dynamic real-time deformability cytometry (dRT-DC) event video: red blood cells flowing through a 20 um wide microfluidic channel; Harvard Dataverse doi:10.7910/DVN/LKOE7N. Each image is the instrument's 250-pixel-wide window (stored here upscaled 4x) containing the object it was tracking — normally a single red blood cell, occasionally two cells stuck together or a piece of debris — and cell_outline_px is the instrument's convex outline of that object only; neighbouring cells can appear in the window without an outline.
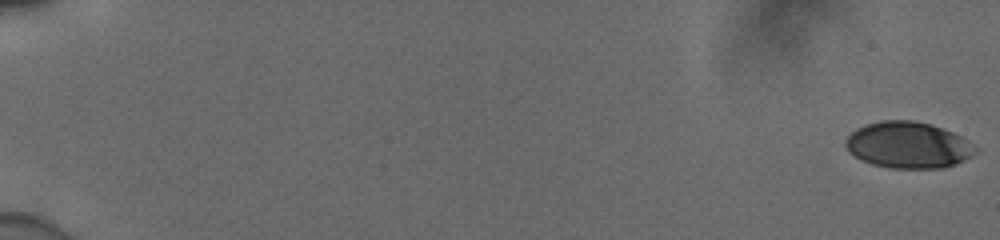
{"species": "human", "species_latin": "Homo sapiens", "temperature_condition": "cold", "stored_images_in_passage": 9, "camera_frame_rate_fps": 3000, "um_per_image_px": 0.085, "donor": {"sex": "male"}, "frame": {"image": 1, "passage_image": 1, "time_ms": 0.0, "image_size_px": [1000, 240], "cell_outline_px": [[980, 148], [972, 156], [956, 164], [944, 168], [892, 168], [872, 164], [848, 152], [844, 144], [844, 140], [856, 128], [880, 120], [912, 120], [928, 124], [952, 132], [968, 140]], "centroid_in_image_um": [77.21, 12.33], "position_along_channel_um": 7.8, "area_um2": 35.08}}
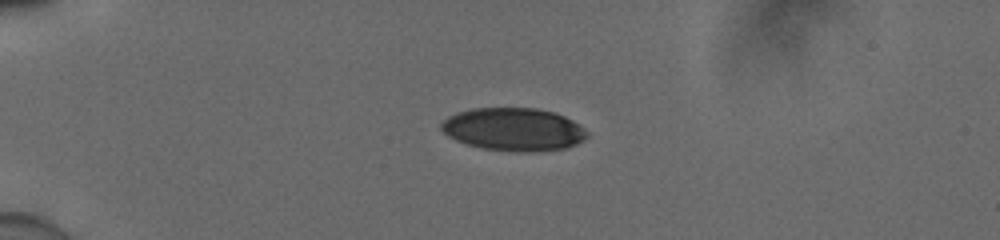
{"frame": {"image": 2, "passage_image": 7, "time_ms": 2.0, "image_size_px": [1000, 240], "cell_outline_px": [[588, 136], [584, 140], [568, 148], [484, 148], [468, 144], [456, 140], [448, 136], [440, 128], [440, 124], [448, 116], [456, 112], [472, 108], [536, 108], [552, 112], [564, 116], [572, 120], [584, 128], [588, 132]], "centroid_in_image_um": [43.62, 10.92], "position_along_channel_um": 41.4, "area_um2": 35.14}}